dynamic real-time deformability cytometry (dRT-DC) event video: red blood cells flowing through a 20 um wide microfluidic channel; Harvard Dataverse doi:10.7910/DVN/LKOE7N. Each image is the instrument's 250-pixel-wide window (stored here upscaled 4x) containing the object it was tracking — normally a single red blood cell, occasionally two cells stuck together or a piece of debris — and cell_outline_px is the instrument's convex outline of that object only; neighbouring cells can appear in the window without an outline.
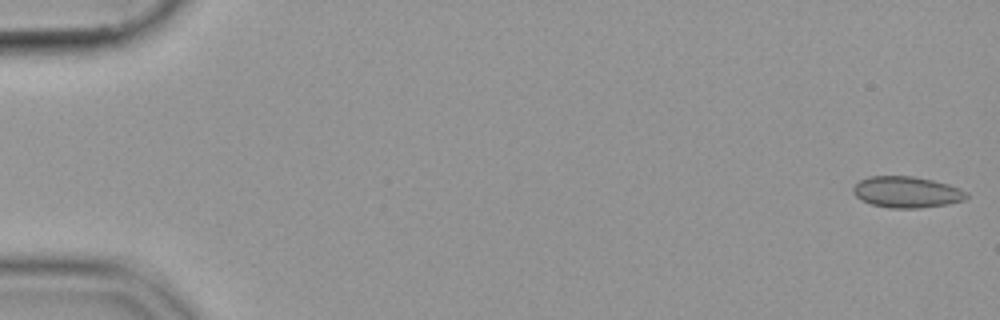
{"species": "common noctule bat (a hibernating species)", "species_latin": "Nyctalus noctula", "temperature_condition": "cold", "stored_images_in_passage": 54, "camera_frame_rate_fps": 3000, "um_per_image_px": 0.085, "animal": {"sex": "female", "body_mass_g": 19.9}, "frame": {"image": 1, "passage_image": 1, "time_ms": 0.0, "image_size_px": [1000, 320], "cell_outline_px": [[968, 196], [964, 200], [948, 204], [920, 208], [888, 208], [872, 204], [860, 200], [852, 192], [852, 188], [860, 180], [868, 176], [912, 176], [932, 180], [948, 184], [960, 188], [968, 192]], "centroid_in_image_um": [77.07, 16.33], "position_along_channel_um": 7.9, "area_um2": 20.75}}
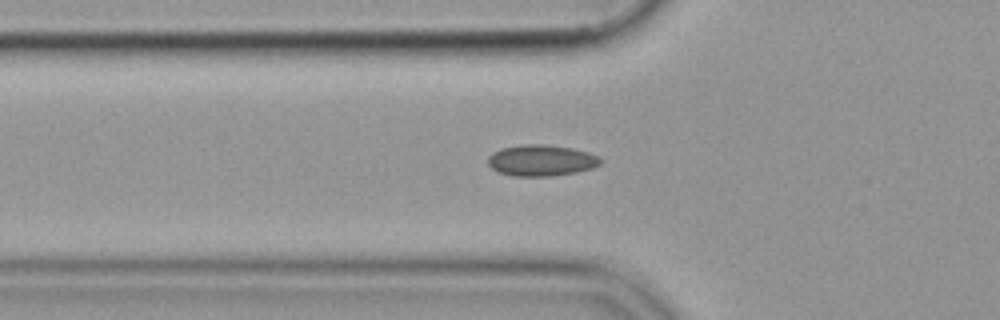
{"frame": {"image": 2, "passage_image": 19, "time_ms": 6.0, "image_size_px": [1000, 320], "cell_outline_px": [[600, 164], [592, 168], [576, 172], [552, 176], [512, 176], [496, 172], [488, 164], [488, 156], [492, 152], [500, 148], [524, 144], [544, 144], [572, 148], [588, 152], [600, 156]], "centroid_in_image_um": [45.97, 13.63], "position_along_channel_um": 79.8, "area_um2": 20.63}}
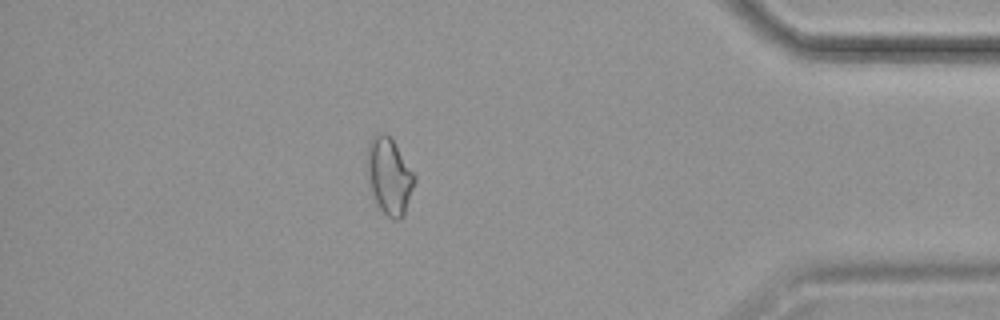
{"frame": {"image": 3, "passage_image": 48, "time_ms": 15.667, "image_size_px": [1000, 320], "cell_outline_px": [[416, 180], [404, 216], [400, 220], [392, 220], [372, 200], [368, 176], [368, 144], [372, 136], [380, 132], [384, 132], [392, 140], [416, 176]], "centroid_in_image_um": [33.09, 15.02], "position_along_channel_um": 402.1, "area_um2": 21.1}}